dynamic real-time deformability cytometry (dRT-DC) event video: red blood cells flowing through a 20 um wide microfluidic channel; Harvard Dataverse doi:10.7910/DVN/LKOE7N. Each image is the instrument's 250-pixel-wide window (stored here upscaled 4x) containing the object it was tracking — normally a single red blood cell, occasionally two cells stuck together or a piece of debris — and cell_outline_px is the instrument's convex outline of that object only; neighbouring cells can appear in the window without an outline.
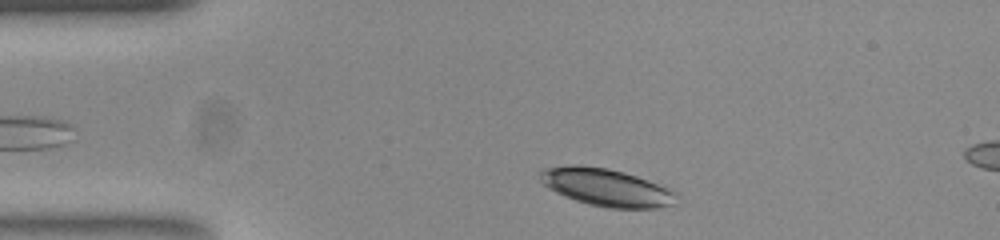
{"species": "common noctule bat (a hibernating species)", "species_latin": "Nyctalus noctula", "temperature_condition": "room temperature", "stored_images_in_passage": 40, "camera_frame_rate_fps": 3000, "um_per_image_px": 0.085, "animal": {"sex": "female", "body_mass_g": 23.0, "forearm_length_mm": 53.4}, "frame": {"image": 1, "passage_image": 3, "time_ms": 0.667, "image_size_px": [1000, 240], "cell_outline_px": [[672, 192], [668, 204], [652, 208], [608, 208], [588, 204], [576, 200], [556, 192], [544, 184], [540, 180], [540, 172], [548, 168], [604, 168], [636, 176], [656, 184]], "centroid_in_image_um": [51.46, 15.97], "position_along_channel_um": 33.5, "area_um2": 27.51}}
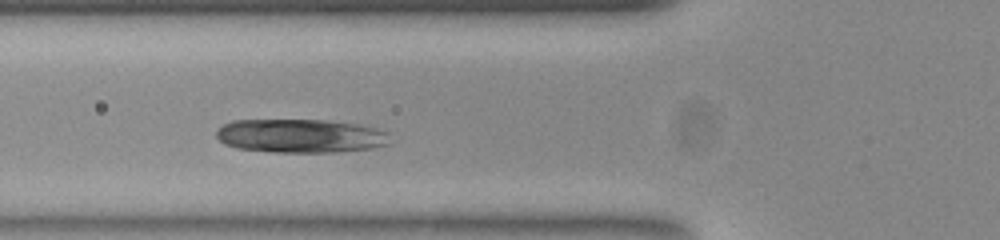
{"frame": {"image": 2, "passage_image": 12, "time_ms": 3.667, "image_size_px": [1000, 240], "cell_outline_px": [[388, 144], [372, 148], [336, 152], [276, 152], [236, 148], [224, 144], [216, 136], [216, 132], [224, 124], [232, 120], [324, 120], [356, 124], [388, 132]], "centroid_in_image_um": [25.5, 11.55], "position_along_channel_um": 100.3, "area_um2": 33.87}}
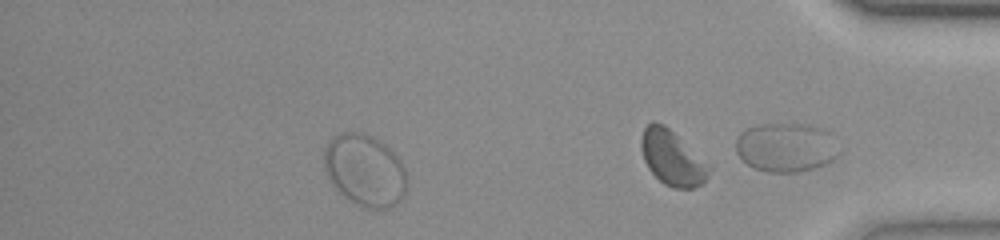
{"frame": {"image": 3, "passage_image": 35, "time_ms": 11.333, "image_size_px": [1000, 240], "cell_outline_px": [[404, 196], [396, 204], [388, 208], [364, 208], [356, 204], [340, 192], [332, 184], [324, 168], [324, 148], [328, 140], [332, 136], [344, 132], [360, 132], [372, 136], [384, 144], [396, 156], [404, 168]], "centroid_in_image_um": [30.96, 14.46], "position_along_channel_um": 404.2, "area_um2": 34.22}}